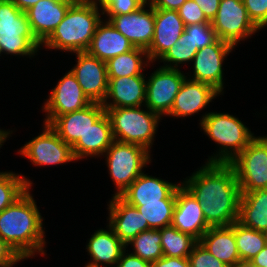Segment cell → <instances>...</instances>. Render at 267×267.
Returning <instances> with one entry per match:
<instances>
[{"instance_id": "obj_46", "label": "cell", "mask_w": 267, "mask_h": 267, "mask_svg": "<svg viewBox=\"0 0 267 267\" xmlns=\"http://www.w3.org/2000/svg\"><path fill=\"white\" fill-rule=\"evenodd\" d=\"M251 261L258 267H267V246H265Z\"/></svg>"}, {"instance_id": "obj_44", "label": "cell", "mask_w": 267, "mask_h": 267, "mask_svg": "<svg viewBox=\"0 0 267 267\" xmlns=\"http://www.w3.org/2000/svg\"><path fill=\"white\" fill-rule=\"evenodd\" d=\"M19 255L0 237V266L13 263Z\"/></svg>"}, {"instance_id": "obj_14", "label": "cell", "mask_w": 267, "mask_h": 267, "mask_svg": "<svg viewBox=\"0 0 267 267\" xmlns=\"http://www.w3.org/2000/svg\"><path fill=\"white\" fill-rule=\"evenodd\" d=\"M222 96L223 95L210 84L186 77L175 97L171 111L166 117L167 119L171 117L172 121V118L173 120L180 118L181 120H186V118L189 119L198 115L199 119L197 121H199V126L205 116L210 112L209 109L207 111V108L213 106L215 99H219L220 97V100H223Z\"/></svg>"}, {"instance_id": "obj_16", "label": "cell", "mask_w": 267, "mask_h": 267, "mask_svg": "<svg viewBox=\"0 0 267 267\" xmlns=\"http://www.w3.org/2000/svg\"><path fill=\"white\" fill-rule=\"evenodd\" d=\"M111 24L137 48L147 50L154 36V8L146 1L130 14L103 15Z\"/></svg>"}, {"instance_id": "obj_26", "label": "cell", "mask_w": 267, "mask_h": 267, "mask_svg": "<svg viewBox=\"0 0 267 267\" xmlns=\"http://www.w3.org/2000/svg\"><path fill=\"white\" fill-rule=\"evenodd\" d=\"M134 46L109 20L102 19L95 30L87 52L99 60L107 62L110 58L132 50Z\"/></svg>"}, {"instance_id": "obj_3", "label": "cell", "mask_w": 267, "mask_h": 267, "mask_svg": "<svg viewBox=\"0 0 267 267\" xmlns=\"http://www.w3.org/2000/svg\"><path fill=\"white\" fill-rule=\"evenodd\" d=\"M103 11L97 0H76L66 12L64 19L41 44V50L59 51L61 55L85 52L90 47Z\"/></svg>"}, {"instance_id": "obj_50", "label": "cell", "mask_w": 267, "mask_h": 267, "mask_svg": "<svg viewBox=\"0 0 267 267\" xmlns=\"http://www.w3.org/2000/svg\"><path fill=\"white\" fill-rule=\"evenodd\" d=\"M233 267H258L251 260H239Z\"/></svg>"}, {"instance_id": "obj_12", "label": "cell", "mask_w": 267, "mask_h": 267, "mask_svg": "<svg viewBox=\"0 0 267 267\" xmlns=\"http://www.w3.org/2000/svg\"><path fill=\"white\" fill-rule=\"evenodd\" d=\"M230 164L240 192L267 189V134L257 135Z\"/></svg>"}, {"instance_id": "obj_35", "label": "cell", "mask_w": 267, "mask_h": 267, "mask_svg": "<svg viewBox=\"0 0 267 267\" xmlns=\"http://www.w3.org/2000/svg\"><path fill=\"white\" fill-rule=\"evenodd\" d=\"M235 239L240 260H251L265 246L264 233L235 222Z\"/></svg>"}, {"instance_id": "obj_20", "label": "cell", "mask_w": 267, "mask_h": 267, "mask_svg": "<svg viewBox=\"0 0 267 267\" xmlns=\"http://www.w3.org/2000/svg\"><path fill=\"white\" fill-rule=\"evenodd\" d=\"M154 36L146 50L151 63H156L179 40L185 24L177 11L154 9Z\"/></svg>"}, {"instance_id": "obj_45", "label": "cell", "mask_w": 267, "mask_h": 267, "mask_svg": "<svg viewBox=\"0 0 267 267\" xmlns=\"http://www.w3.org/2000/svg\"><path fill=\"white\" fill-rule=\"evenodd\" d=\"M154 9L177 11L186 0H147Z\"/></svg>"}, {"instance_id": "obj_9", "label": "cell", "mask_w": 267, "mask_h": 267, "mask_svg": "<svg viewBox=\"0 0 267 267\" xmlns=\"http://www.w3.org/2000/svg\"><path fill=\"white\" fill-rule=\"evenodd\" d=\"M235 50L237 49L233 45L218 38L213 44L198 50L189 66L190 68H184L186 69V77L210 84L224 96L226 94L224 88L229 86L225 83L227 77L224 67H227L225 64L228 57L233 52L235 53Z\"/></svg>"}, {"instance_id": "obj_48", "label": "cell", "mask_w": 267, "mask_h": 267, "mask_svg": "<svg viewBox=\"0 0 267 267\" xmlns=\"http://www.w3.org/2000/svg\"><path fill=\"white\" fill-rule=\"evenodd\" d=\"M12 1L21 11L25 12L30 7L35 5L39 0H10Z\"/></svg>"}, {"instance_id": "obj_40", "label": "cell", "mask_w": 267, "mask_h": 267, "mask_svg": "<svg viewBox=\"0 0 267 267\" xmlns=\"http://www.w3.org/2000/svg\"><path fill=\"white\" fill-rule=\"evenodd\" d=\"M217 39L211 23L192 24V41L198 49L213 44Z\"/></svg>"}, {"instance_id": "obj_19", "label": "cell", "mask_w": 267, "mask_h": 267, "mask_svg": "<svg viewBox=\"0 0 267 267\" xmlns=\"http://www.w3.org/2000/svg\"><path fill=\"white\" fill-rule=\"evenodd\" d=\"M171 226L190 234L198 241L210 228L205 221L202 205L182 184L176 189V205Z\"/></svg>"}, {"instance_id": "obj_38", "label": "cell", "mask_w": 267, "mask_h": 267, "mask_svg": "<svg viewBox=\"0 0 267 267\" xmlns=\"http://www.w3.org/2000/svg\"><path fill=\"white\" fill-rule=\"evenodd\" d=\"M249 18L263 32L267 29V0H242Z\"/></svg>"}, {"instance_id": "obj_7", "label": "cell", "mask_w": 267, "mask_h": 267, "mask_svg": "<svg viewBox=\"0 0 267 267\" xmlns=\"http://www.w3.org/2000/svg\"><path fill=\"white\" fill-rule=\"evenodd\" d=\"M154 154L146 148L132 143L114 140L105 154L100 158L105 159V166L114 185L111 197L120 196L146 168L153 164ZM152 163V164H151Z\"/></svg>"}, {"instance_id": "obj_31", "label": "cell", "mask_w": 267, "mask_h": 267, "mask_svg": "<svg viewBox=\"0 0 267 267\" xmlns=\"http://www.w3.org/2000/svg\"><path fill=\"white\" fill-rule=\"evenodd\" d=\"M29 175L15 170H0V212L36 185Z\"/></svg>"}, {"instance_id": "obj_29", "label": "cell", "mask_w": 267, "mask_h": 267, "mask_svg": "<svg viewBox=\"0 0 267 267\" xmlns=\"http://www.w3.org/2000/svg\"><path fill=\"white\" fill-rule=\"evenodd\" d=\"M106 65L108 78L146 76V70L152 67L147 51L137 47L110 58Z\"/></svg>"}, {"instance_id": "obj_39", "label": "cell", "mask_w": 267, "mask_h": 267, "mask_svg": "<svg viewBox=\"0 0 267 267\" xmlns=\"http://www.w3.org/2000/svg\"><path fill=\"white\" fill-rule=\"evenodd\" d=\"M177 12L185 26L191 24L211 23L206 18L199 5L193 0H186Z\"/></svg>"}, {"instance_id": "obj_15", "label": "cell", "mask_w": 267, "mask_h": 267, "mask_svg": "<svg viewBox=\"0 0 267 267\" xmlns=\"http://www.w3.org/2000/svg\"><path fill=\"white\" fill-rule=\"evenodd\" d=\"M75 64L70 71L77 79L83 93L91 102L103 103L108 91V73L105 61L91 56L87 51L72 53Z\"/></svg>"}, {"instance_id": "obj_22", "label": "cell", "mask_w": 267, "mask_h": 267, "mask_svg": "<svg viewBox=\"0 0 267 267\" xmlns=\"http://www.w3.org/2000/svg\"><path fill=\"white\" fill-rule=\"evenodd\" d=\"M76 0H39L25 11L31 30L42 44L64 19L69 7Z\"/></svg>"}, {"instance_id": "obj_36", "label": "cell", "mask_w": 267, "mask_h": 267, "mask_svg": "<svg viewBox=\"0 0 267 267\" xmlns=\"http://www.w3.org/2000/svg\"><path fill=\"white\" fill-rule=\"evenodd\" d=\"M103 15L130 14L140 8L147 0H97Z\"/></svg>"}, {"instance_id": "obj_47", "label": "cell", "mask_w": 267, "mask_h": 267, "mask_svg": "<svg viewBox=\"0 0 267 267\" xmlns=\"http://www.w3.org/2000/svg\"><path fill=\"white\" fill-rule=\"evenodd\" d=\"M16 127L11 128V129H5L0 127V150L3 149L2 147L5 145V143H9L8 140L10 139V137L13 136V134L15 135L14 132H16Z\"/></svg>"}, {"instance_id": "obj_11", "label": "cell", "mask_w": 267, "mask_h": 267, "mask_svg": "<svg viewBox=\"0 0 267 267\" xmlns=\"http://www.w3.org/2000/svg\"><path fill=\"white\" fill-rule=\"evenodd\" d=\"M157 65L152 63L153 68L151 69L156 68L149 73L146 70V101L144 106L157 113L164 120L171 111L175 97L186 78V71Z\"/></svg>"}, {"instance_id": "obj_10", "label": "cell", "mask_w": 267, "mask_h": 267, "mask_svg": "<svg viewBox=\"0 0 267 267\" xmlns=\"http://www.w3.org/2000/svg\"><path fill=\"white\" fill-rule=\"evenodd\" d=\"M211 24L217 37L236 49L261 31L249 18L242 0H221Z\"/></svg>"}, {"instance_id": "obj_52", "label": "cell", "mask_w": 267, "mask_h": 267, "mask_svg": "<svg viewBox=\"0 0 267 267\" xmlns=\"http://www.w3.org/2000/svg\"><path fill=\"white\" fill-rule=\"evenodd\" d=\"M0 59H3V60H4L3 52H2L1 46H0ZM0 61H1V60H0Z\"/></svg>"}, {"instance_id": "obj_51", "label": "cell", "mask_w": 267, "mask_h": 267, "mask_svg": "<svg viewBox=\"0 0 267 267\" xmlns=\"http://www.w3.org/2000/svg\"><path fill=\"white\" fill-rule=\"evenodd\" d=\"M263 233H264V237H265V241H266V246H267V229Z\"/></svg>"}, {"instance_id": "obj_30", "label": "cell", "mask_w": 267, "mask_h": 267, "mask_svg": "<svg viewBox=\"0 0 267 267\" xmlns=\"http://www.w3.org/2000/svg\"><path fill=\"white\" fill-rule=\"evenodd\" d=\"M198 48L192 41V24L185 26L179 40L157 62L163 67L180 69L189 68Z\"/></svg>"}, {"instance_id": "obj_2", "label": "cell", "mask_w": 267, "mask_h": 267, "mask_svg": "<svg viewBox=\"0 0 267 267\" xmlns=\"http://www.w3.org/2000/svg\"><path fill=\"white\" fill-rule=\"evenodd\" d=\"M34 190L30 187L13 204L0 212V237L19 256L31 260L38 256L46 258V247L50 243L46 239L45 216L43 217L42 210L37 205L32 193Z\"/></svg>"}, {"instance_id": "obj_4", "label": "cell", "mask_w": 267, "mask_h": 267, "mask_svg": "<svg viewBox=\"0 0 267 267\" xmlns=\"http://www.w3.org/2000/svg\"><path fill=\"white\" fill-rule=\"evenodd\" d=\"M198 126L202 135L208 137L215 149L207 155V163H231L257 136L251 128L237 117L228 112L212 110ZM210 155V156H209Z\"/></svg>"}, {"instance_id": "obj_28", "label": "cell", "mask_w": 267, "mask_h": 267, "mask_svg": "<svg viewBox=\"0 0 267 267\" xmlns=\"http://www.w3.org/2000/svg\"><path fill=\"white\" fill-rule=\"evenodd\" d=\"M238 222L261 232L267 229V189L241 192Z\"/></svg>"}, {"instance_id": "obj_33", "label": "cell", "mask_w": 267, "mask_h": 267, "mask_svg": "<svg viewBox=\"0 0 267 267\" xmlns=\"http://www.w3.org/2000/svg\"><path fill=\"white\" fill-rule=\"evenodd\" d=\"M199 241L190 234L180 232L168 226L161 229V246L163 256L188 258Z\"/></svg>"}, {"instance_id": "obj_37", "label": "cell", "mask_w": 267, "mask_h": 267, "mask_svg": "<svg viewBox=\"0 0 267 267\" xmlns=\"http://www.w3.org/2000/svg\"><path fill=\"white\" fill-rule=\"evenodd\" d=\"M191 267H229L215 258L200 242H198L189 254Z\"/></svg>"}, {"instance_id": "obj_23", "label": "cell", "mask_w": 267, "mask_h": 267, "mask_svg": "<svg viewBox=\"0 0 267 267\" xmlns=\"http://www.w3.org/2000/svg\"><path fill=\"white\" fill-rule=\"evenodd\" d=\"M104 113L102 103L92 102L84 109L58 116L50 126L72 147Z\"/></svg>"}, {"instance_id": "obj_43", "label": "cell", "mask_w": 267, "mask_h": 267, "mask_svg": "<svg viewBox=\"0 0 267 267\" xmlns=\"http://www.w3.org/2000/svg\"><path fill=\"white\" fill-rule=\"evenodd\" d=\"M204 12L206 18L211 22L218 11L221 0H193Z\"/></svg>"}, {"instance_id": "obj_32", "label": "cell", "mask_w": 267, "mask_h": 267, "mask_svg": "<svg viewBox=\"0 0 267 267\" xmlns=\"http://www.w3.org/2000/svg\"><path fill=\"white\" fill-rule=\"evenodd\" d=\"M126 250L150 263L163 257L161 229H149L139 233L128 244Z\"/></svg>"}, {"instance_id": "obj_41", "label": "cell", "mask_w": 267, "mask_h": 267, "mask_svg": "<svg viewBox=\"0 0 267 267\" xmlns=\"http://www.w3.org/2000/svg\"><path fill=\"white\" fill-rule=\"evenodd\" d=\"M151 263L142 260L140 257L124 250L115 267H150Z\"/></svg>"}, {"instance_id": "obj_8", "label": "cell", "mask_w": 267, "mask_h": 267, "mask_svg": "<svg viewBox=\"0 0 267 267\" xmlns=\"http://www.w3.org/2000/svg\"><path fill=\"white\" fill-rule=\"evenodd\" d=\"M41 128L37 135L15 151L17 157L27 159L33 167H59L77 164L72 147L65 143L57 132L49 125L42 122ZM19 154V155H18Z\"/></svg>"}, {"instance_id": "obj_5", "label": "cell", "mask_w": 267, "mask_h": 267, "mask_svg": "<svg viewBox=\"0 0 267 267\" xmlns=\"http://www.w3.org/2000/svg\"><path fill=\"white\" fill-rule=\"evenodd\" d=\"M0 46L3 57H11L9 62L13 57L26 61L41 54V43L33 34L26 13L10 0H0Z\"/></svg>"}, {"instance_id": "obj_18", "label": "cell", "mask_w": 267, "mask_h": 267, "mask_svg": "<svg viewBox=\"0 0 267 267\" xmlns=\"http://www.w3.org/2000/svg\"><path fill=\"white\" fill-rule=\"evenodd\" d=\"M105 224L94 232H90V238H87L85 251L87 252V261L84 266L90 267H115L121 257L122 252L126 249L125 244ZM106 228V229H105ZM92 233V234H91Z\"/></svg>"}, {"instance_id": "obj_27", "label": "cell", "mask_w": 267, "mask_h": 267, "mask_svg": "<svg viewBox=\"0 0 267 267\" xmlns=\"http://www.w3.org/2000/svg\"><path fill=\"white\" fill-rule=\"evenodd\" d=\"M199 242L229 267L240 260L235 239V222L229 226L210 227Z\"/></svg>"}, {"instance_id": "obj_49", "label": "cell", "mask_w": 267, "mask_h": 267, "mask_svg": "<svg viewBox=\"0 0 267 267\" xmlns=\"http://www.w3.org/2000/svg\"><path fill=\"white\" fill-rule=\"evenodd\" d=\"M28 260H30V258L19 256L13 263L1 265L0 267H15L19 265V263H22L21 265H23L24 261H28Z\"/></svg>"}, {"instance_id": "obj_24", "label": "cell", "mask_w": 267, "mask_h": 267, "mask_svg": "<svg viewBox=\"0 0 267 267\" xmlns=\"http://www.w3.org/2000/svg\"><path fill=\"white\" fill-rule=\"evenodd\" d=\"M108 79V91L102 103L105 110L145 105L146 76H128Z\"/></svg>"}, {"instance_id": "obj_34", "label": "cell", "mask_w": 267, "mask_h": 267, "mask_svg": "<svg viewBox=\"0 0 267 267\" xmlns=\"http://www.w3.org/2000/svg\"><path fill=\"white\" fill-rule=\"evenodd\" d=\"M135 206L144 220H147L149 229H162L171 226L176 199H162L152 203H128Z\"/></svg>"}, {"instance_id": "obj_21", "label": "cell", "mask_w": 267, "mask_h": 267, "mask_svg": "<svg viewBox=\"0 0 267 267\" xmlns=\"http://www.w3.org/2000/svg\"><path fill=\"white\" fill-rule=\"evenodd\" d=\"M146 170L120 195L127 203H152L162 199H176V189L181 185L156 175H150Z\"/></svg>"}, {"instance_id": "obj_42", "label": "cell", "mask_w": 267, "mask_h": 267, "mask_svg": "<svg viewBox=\"0 0 267 267\" xmlns=\"http://www.w3.org/2000/svg\"><path fill=\"white\" fill-rule=\"evenodd\" d=\"M150 267H191V263L189 258L163 256L151 263Z\"/></svg>"}, {"instance_id": "obj_13", "label": "cell", "mask_w": 267, "mask_h": 267, "mask_svg": "<svg viewBox=\"0 0 267 267\" xmlns=\"http://www.w3.org/2000/svg\"><path fill=\"white\" fill-rule=\"evenodd\" d=\"M49 90L40 106L43 123L51 124L58 116L84 109L92 102L83 93L77 79L68 69Z\"/></svg>"}, {"instance_id": "obj_1", "label": "cell", "mask_w": 267, "mask_h": 267, "mask_svg": "<svg viewBox=\"0 0 267 267\" xmlns=\"http://www.w3.org/2000/svg\"><path fill=\"white\" fill-rule=\"evenodd\" d=\"M181 184L202 205L209 227L238 221L241 197L234 167L230 163H201Z\"/></svg>"}, {"instance_id": "obj_17", "label": "cell", "mask_w": 267, "mask_h": 267, "mask_svg": "<svg viewBox=\"0 0 267 267\" xmlns=\"http://www.w3.org/2000/svg\"><path fill=\"white\" fill-rule=\"evenodd\" d=\"M107 201L106 223L126 245L143 231L149 230L147 220L135 206L125 202L120 196L111 197Z\"/></svg>"}, {"instance_id": "obj_25", "label": "cell", "mask_w": 267, "mask_h": 267, "mask_svg": "<svg viewBox=\"0 0 267 267\" xmlns=\"http://www.w3.org/2000/svg\"><path fill=\"white\" fill-rule=\"evenodd\" d=\"M111 123L106 112L72 146L73 155L79 163L100 159L113 143Z\"/></svg>"}, {"instance_id": "obj_6", "label": "cell", "mask_w": 267, "mask_h": 267, "mask_svg": "<svg viewBox=\"0 0 267 267\" xmlns=\"http://www.w3.org/2000/svg\"><path fill=\"white\" fill-rule=\"evenodd\" d=\"M114 140L140 145L153 153L162 118L144 105L105 110Z\"/></svg>"}]
</instances>
